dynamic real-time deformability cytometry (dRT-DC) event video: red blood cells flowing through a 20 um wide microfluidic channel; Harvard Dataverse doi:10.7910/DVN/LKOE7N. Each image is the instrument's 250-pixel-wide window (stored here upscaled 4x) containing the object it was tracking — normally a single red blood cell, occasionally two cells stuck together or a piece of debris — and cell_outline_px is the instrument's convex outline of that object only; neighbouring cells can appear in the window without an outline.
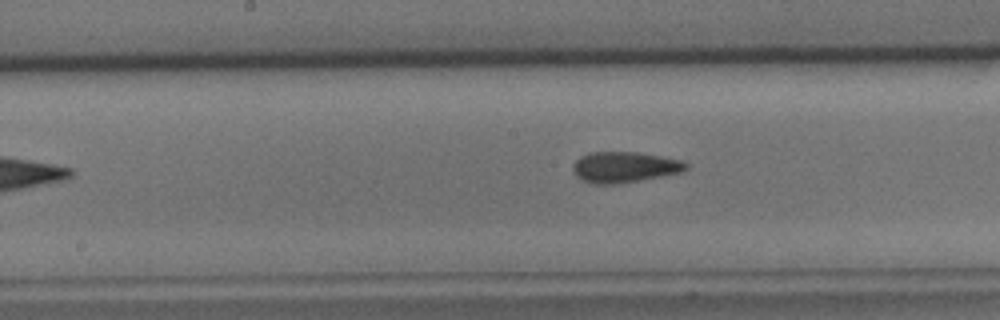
{"species": "common noctule bat (a hibernating species)", "species_latin": "Nyctalus noctula", "temperature_condition": "cold", "stored_images_in_passage": 29, "camera_frame_rate_fps": 3000, "um_per_image_px": 0.085, "animal": {"sex": "male", "body_mass_g": 15.6}, "frame": {"image": 1, "passage_image": 13, "time_ms": 4.0, "image_size_px": [1000, 320], "cell_outline_px": [[688, 168], [684, 172], [612, 184], [596, 184], [580, 180], [576, 176], [572, 168], [572, 164], [580, 156], [588, 152], [636, 152], [660, 156], [680, 160], [688, 164]], "centroid_in_image_um": [53.04, 14.19], "position_along_channel_um": 195.2, "area_um2": 20.17}}
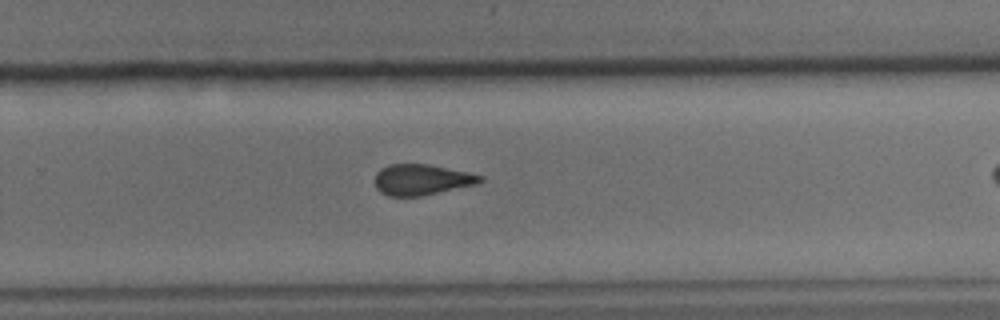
{"frame": {"image": 2, "passage_image": 21, "time_ms": 6.667, "image_size_px": [1000, 320], "cell_outline_px": [[484, 180], [476, 184], [420, 196], [388, 196], [380, 192], [376, 188], [376, 172], [380, 168], [388, 164], [428, 164], [468, 172], [484, 176]], "centroid_in_image_um": [35.83, 15.26], "position_along_channel_um": 294.0, "area_um2": 18.84}}
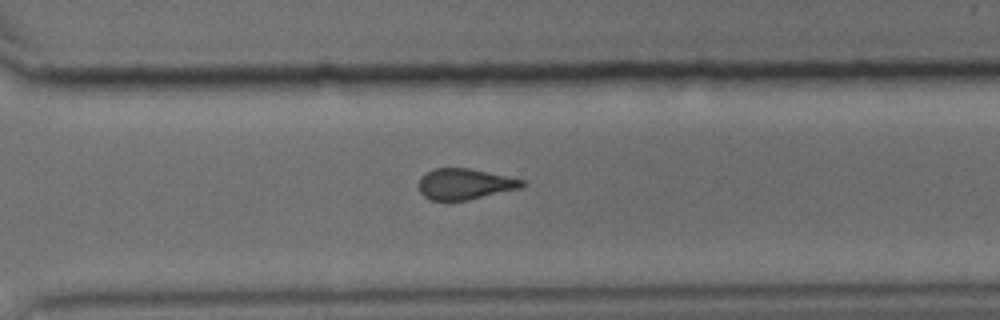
{"frame": {"image": 3, "passage_image": 24, "time_ms": 7.667, "image_size_px": [1000, 320], "cell_outline_px": [[528, 184], [520, 188], [468, 200], [432, 200], [424, 196], [420, 192], [416, 184], [420, 176], [436, 168], [468, 168], [508, 176], [524, 180]], "centroid_in_image_um": [39.49, 15.64], "position_along_channel_um": 331.1, "area_um2": 18.67}}